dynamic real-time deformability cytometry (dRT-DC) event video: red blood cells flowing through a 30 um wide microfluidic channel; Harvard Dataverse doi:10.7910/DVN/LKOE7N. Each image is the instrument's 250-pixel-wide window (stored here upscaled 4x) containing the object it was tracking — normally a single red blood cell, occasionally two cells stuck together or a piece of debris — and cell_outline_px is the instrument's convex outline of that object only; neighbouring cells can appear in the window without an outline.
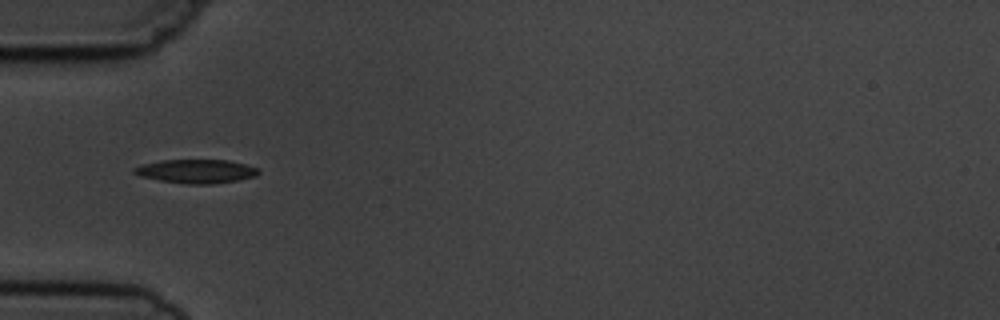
{"species": "common noctule bat (a hibernating species)", "species_latin": "Nyctalus noctula", "temperature_condition": "cold", "stored_images_in_passage": 6, "camera_frame_rate_fps": 3000, "um_per_image_px": 0.085, "animal": {"sex": "male", "body_mass_g": 19.5, "forearm_length_mm": 54.6}, "frame": {"image": 1, "passage_image": 2, "time_ms": 1.333, "image_size_px": [1000, 320], "cell_outline_px": [[260, 172], [256, 176], [236, 180], [208, 184], [188, 184], [160, 180], [140, 176], [132, 172], [132, 168], [140, 164], [160, 160], [228, 160], [244, 164], [256, 168]], "centroid_in_image_um": [16.61, 14.55], "position_along_channel_um": 68.4, "area_um2": 17.11}}
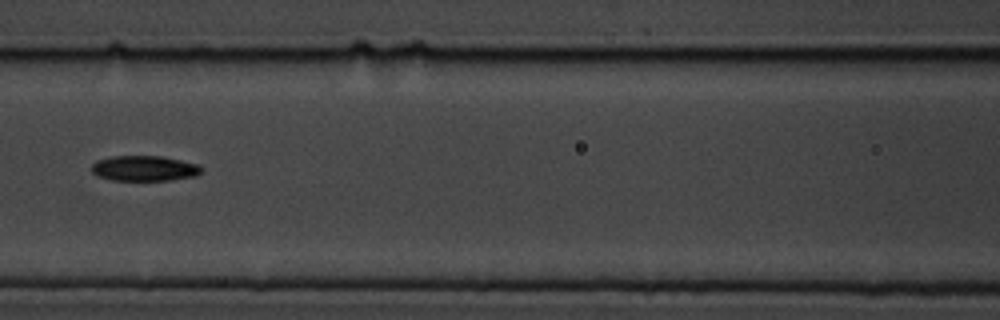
{"frame": {"image": 2, "passage_image": 4, "time_ms": 3.667, "image_size_px": [1000, 320], "cell_outline_px": [[204, 168], [196, 176], [168, 180], [112, 180], [96, 176], [92, 172], [92, 164], [96, 160], [112, 156], [160, 156], [200, 164]], "centroid_in_image_um": [12.27, 14.31], "position_along_channel_um": 154.3, "area_um2": 16.3}}
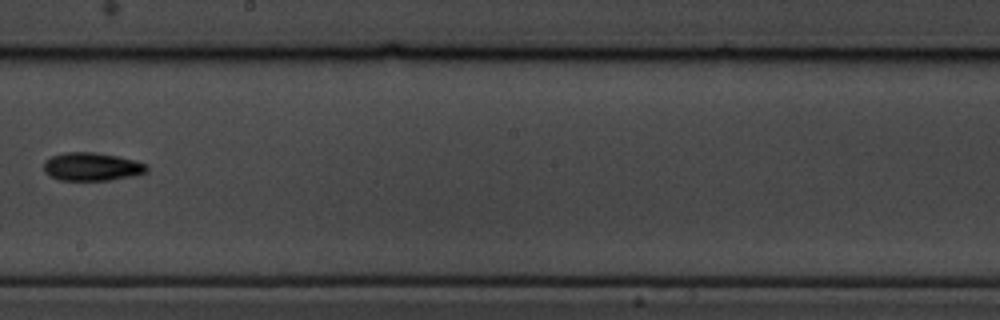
{"frame": {"image": 3, "passage_image": 6, "time_ms": 6.0, "image_size_px": [1000, 320], "cell_outline_px": [[148, 172], [132, 176], [108, 180], [60, 180], [44, 172], [44, 160], [52, 156], [64, 152], [92, 152], [116, 156], [148, 164]], "centroid_in_image_um": [7.8, 14.17], "position_along_channel_um": 240.4, "area_um2": 16.82}}